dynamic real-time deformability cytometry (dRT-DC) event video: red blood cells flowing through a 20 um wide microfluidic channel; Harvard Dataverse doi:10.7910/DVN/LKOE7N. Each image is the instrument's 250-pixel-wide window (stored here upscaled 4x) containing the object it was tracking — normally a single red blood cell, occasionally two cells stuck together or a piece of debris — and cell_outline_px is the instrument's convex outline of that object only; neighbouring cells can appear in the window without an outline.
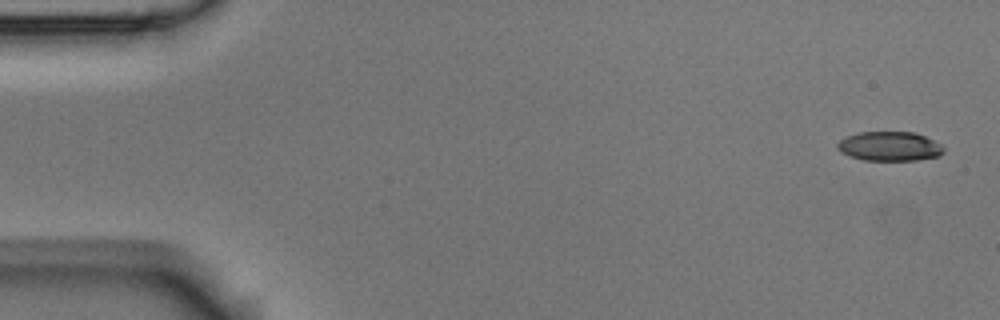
{"species": "Egyptian fruit bat (a non-hibernating species)", "species_latin": "Rousettus aegyptiacus", "temperature_condition": "room temperature", "stored_images_in_passage": 4, "camera_frame_rate_fps": 3000, "um_per_image_px": 0.085, "animal": {"sex": "male"}, "frame": {"image": 1, "passage_image": 1, "time_ms": 0.0, "image_size_px": [1000, 320], "cell_outline_px": [[944, 152], [940, 156], [916, 160], [864, 160], [848, 156], [840, 152], [836, 148], [836, 144], [844, 136], [860, 132], [916, 132], [940, 144], [944, 148]], "centroid_in_image_um": [75.58, 12.43], "position_along_channel_um": 9.4, "area_um2": 18.32}}
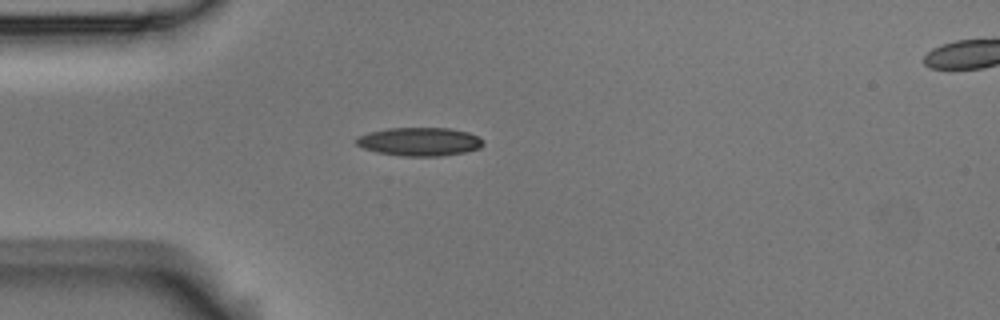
{"frame": {"image": 2, "passage_image": 4, "time_ms": 1.0, "image_size_px": [1000, 320], "cell_outline_px": [[484, 144], [480, 148], [464, 152], [444, 156], [400, 156], [376, 152], [364, 148], [356, 144], [356, 136], [368, 132], [388, 128], [448, 128], [468, 132], [484, 140]], "centroid_in_image_um": [35.65, 12.04], "position_along_channel_um": 49.4, "area_um2": 21.15}}